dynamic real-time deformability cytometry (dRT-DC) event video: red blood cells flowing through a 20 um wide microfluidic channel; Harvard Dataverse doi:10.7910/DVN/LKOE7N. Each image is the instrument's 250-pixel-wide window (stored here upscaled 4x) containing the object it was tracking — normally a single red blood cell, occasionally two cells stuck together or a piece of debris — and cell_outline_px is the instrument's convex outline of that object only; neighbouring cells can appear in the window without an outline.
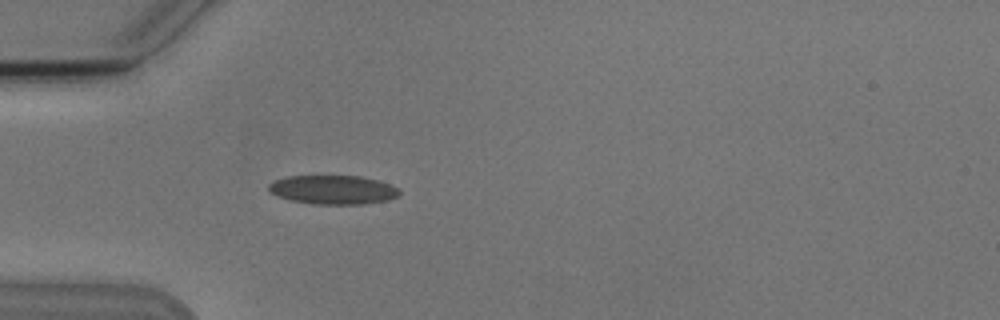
{"species": "Egyptian fruit bat (a non-hibernating species)", "species_latin": "Rousettus aegyptiacus", "temperature_condition": "cold", "stored_images_in_passage": 5, "camera_frame_rate_fps": 3000, "um_per_image_px": 0.085, "animal": {"sex": "male"}, "frame": {"image": 1, "passage_image": 5, "time_ms": 4.667, "image_size_px": [1000, 320], "cell_outline_px": [[400, 196], [388, 200], [364, 204], [312, 204], [292, 200], [276, 196], [268, 192], [268, 184], [276, 180], [288, 176], [360, 176], [376, 180], [388, 184], [396, 188], [400, 192]], "centroid_in_image_um": [28.28, 16.13], "position_along_channel_um": 56.7, "area_um2": 22.02}}